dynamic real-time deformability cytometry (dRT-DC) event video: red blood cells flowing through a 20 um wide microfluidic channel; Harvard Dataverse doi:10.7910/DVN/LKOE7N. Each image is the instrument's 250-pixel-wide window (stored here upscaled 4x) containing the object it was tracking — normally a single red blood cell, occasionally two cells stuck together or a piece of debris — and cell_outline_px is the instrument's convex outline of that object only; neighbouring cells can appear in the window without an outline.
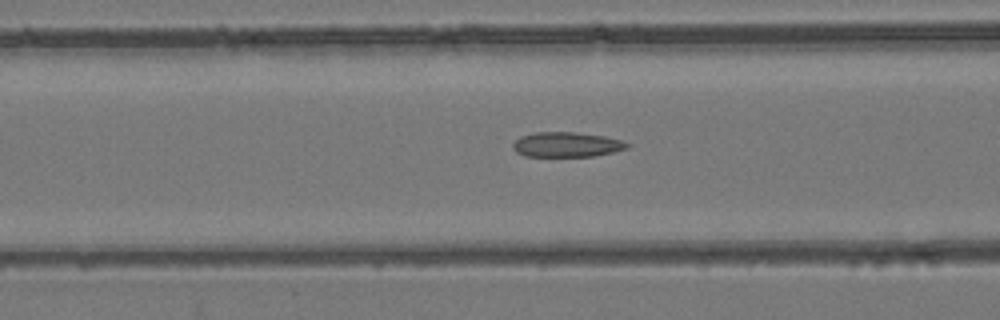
{"species": "common noctule bat (a hibernating species)", "species_latin": "Nyctalus noctula", "temperature_condition": "room temperature", "stored_images_in_passage": 54, "camera_frame_rate_fps": 3000, "um_per_image_px": 0.085, "animal": {"sex": "female", "body_mass_g": 24.6, "forearm_length_mm": 56.2}, "frame": {"image": 1, "passage_image": 22, "time_ms": 7.0, "image_size_px": [1000, 320], "cell_outline_px": [[632, 144], [628, 148], [612, 152], [592, 156], [524, 156], [516, 152], [512, 148], [512, 144], [520, 136], [536, 132], [576, 132], [604, 136], [620, 140]], "centroid_in_image_um": [48.15, 12.28], "position_along_channel_um": 118.5, "area_um2": 16.59}}
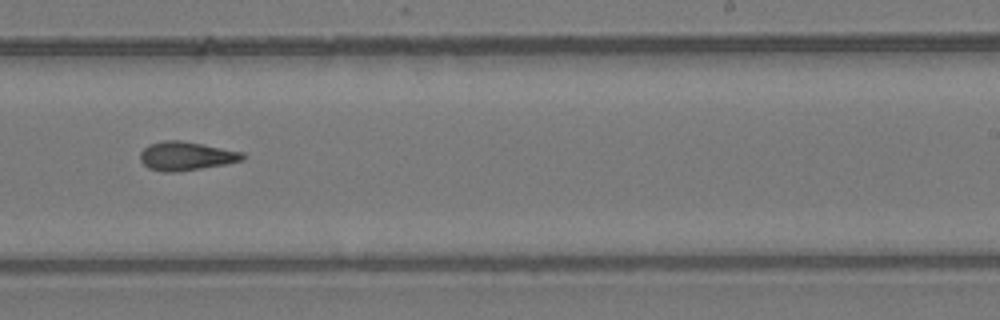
{"frame": {"image": 2, "passage_image": 34, "time_ms": 11.0, "image_size_px": [1000, 320], "cell_outline_px": [[248, 156], [244, 160], [224, 164], [176, 172], [164, 172], [148, 168], [140, 160], [140, 152], [148, 144], [164, 140], [180, 140], [244, 152]], "centroid_in_image_um": [15.83, 13.26], "position_along_channel_um": 273.2, "area_um2": 17.17}}
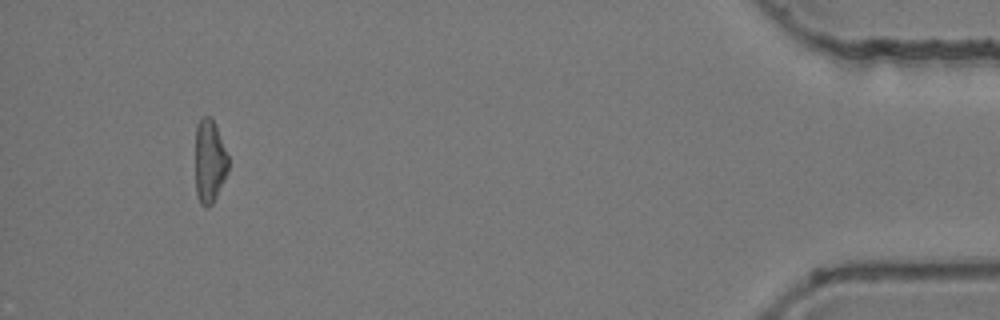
{"frame": {"image": 3, "passage_image": 51, "time_ms": 16.667, "image_size_px": [1000, 320], "cell_outline_px": [[228, 172], [212, 204], [208, 208], [204, 208], [200, 204], [196, 192], [196, 124], [204, 116], [208, 116], [216, 124], [228, 156]], "centroid_in_image_um": [17.81, 13.73], "position_along_channel_um": 417.4, "area_um2": 16.01}, "authors_computed_cell_mechanics": {"area_um2": 16.9065, "velocity_mm_per_s": 3.8742, "shape_relaxation_time_tau1_ms": null, "shape_relaxation_time_tau2_ms": 4.4064, "deformation_change_tau1": null, "deformation_change_tau2": 0.1375}}